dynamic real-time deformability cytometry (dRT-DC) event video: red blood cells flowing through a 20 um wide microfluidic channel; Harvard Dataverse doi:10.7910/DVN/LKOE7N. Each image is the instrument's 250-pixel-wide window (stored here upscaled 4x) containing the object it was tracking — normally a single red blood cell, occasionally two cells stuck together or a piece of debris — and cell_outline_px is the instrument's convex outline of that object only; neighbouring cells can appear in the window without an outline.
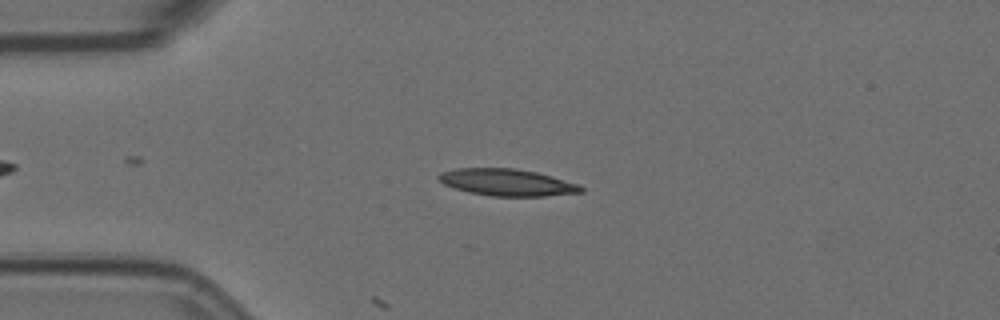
{"species": "Egyptian fruit bat (a non-hibernating species)", "species_latin": "Rousettus aegyptiacus", "temperature_condition": "room temperature", "stored_images_in_passage": 4, "camera_frame_rate_fps": 3000, "um_per_image_px": 0.085, "animal": {"sex": "female"}, "frame": {"image": 1, "passage_image": 3, "time_ms": 3.0, "image_size_px": [1000, 320], "cell_outline_px": [[584, 192], [544, 196], [492, 196], [468, 192], [452, 188], [444, 184], [436, 176], [440, 172], [456, 168], [516, 168], [536, 172], [552, 176], [580, 184], [584, 188]], "centroid_in_image_um": [43.1, 15.5], "position_along_channel_um": 41.9, "area_um2": 22.48}}